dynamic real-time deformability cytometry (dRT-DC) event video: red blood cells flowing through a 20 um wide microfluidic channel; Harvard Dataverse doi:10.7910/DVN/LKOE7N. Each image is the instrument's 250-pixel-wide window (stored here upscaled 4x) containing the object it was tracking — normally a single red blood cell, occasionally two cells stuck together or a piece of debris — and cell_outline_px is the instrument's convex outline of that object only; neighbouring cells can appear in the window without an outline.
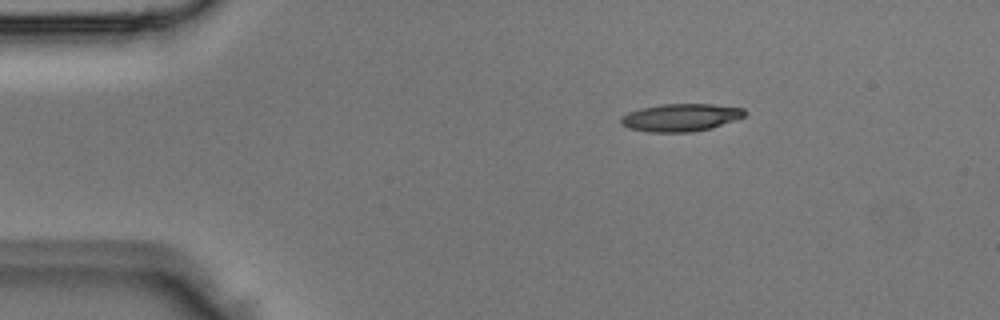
{"species": "Egyptian fruit bat (a non-hibernating species)", "species_latin": "Rousettus aegyptiacus", "temperature_condition": "room temperature", "stored_images_in_passage": 2, "camera_frame_rate_fps": 3000, "um_per_image_px": 0.085, "animal": {"sex": "male"}, "frame": {"image": 1, "passage_image": 1, "time_ms": 0.0, "image_size_px": [1000, 320], "cell_outline_px": [[744, 116], [712, 128], [692, 132], [648, 132], [628, 128], [620, 124], [620, 116], [628, 112], [640, 108], [660, 104], [712, 104], [744, 108]], "centroid_in_image_um": [57.8, 9.99], "position_along_channel_um": 27.2, "area_um2": 20.0}}